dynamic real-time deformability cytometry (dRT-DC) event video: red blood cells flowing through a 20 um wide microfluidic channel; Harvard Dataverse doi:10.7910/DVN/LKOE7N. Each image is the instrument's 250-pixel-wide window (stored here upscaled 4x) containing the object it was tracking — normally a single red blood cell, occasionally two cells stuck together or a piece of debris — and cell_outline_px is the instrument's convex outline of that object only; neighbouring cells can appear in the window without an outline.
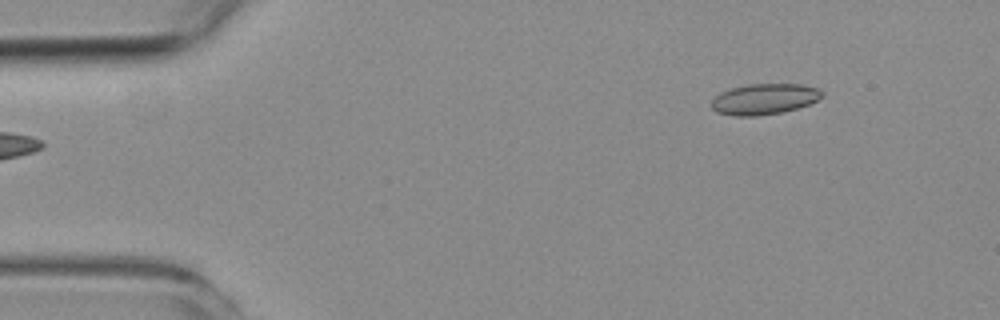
{"species": "common noctule bat (a hibernating species)", "species_latin": "Nyctalus noctula", "temperature_condition": "room temperature", "stored_images_in_passage": 5, "segment_of_instrument_passage": [2, 2], "camera_frame_rate_fps": 3000, "um_per_image_px": 0.085, "animal": {"sex": "female", "body_mass_g": 19.3, "forearm_length_mm": 54.1}, "frame": {"image": 1, "passage_image": 5, "time_ms": 5.333, "image_size_px": [1000, 320], "cell_outline_px": [[824, 96], [808, 104], [796, 108], [780, 112], [756, 116], [736, 116], [716, 112], [712, 108], [712, 100], [720, 92], [732, 88], [748, 84], [800, 84], [820, 88], [824, 92]], "centroid_in_image_um": [64.98, 8.41], "position_along_channel_um": 20.0, "area_um2": 19.77}}